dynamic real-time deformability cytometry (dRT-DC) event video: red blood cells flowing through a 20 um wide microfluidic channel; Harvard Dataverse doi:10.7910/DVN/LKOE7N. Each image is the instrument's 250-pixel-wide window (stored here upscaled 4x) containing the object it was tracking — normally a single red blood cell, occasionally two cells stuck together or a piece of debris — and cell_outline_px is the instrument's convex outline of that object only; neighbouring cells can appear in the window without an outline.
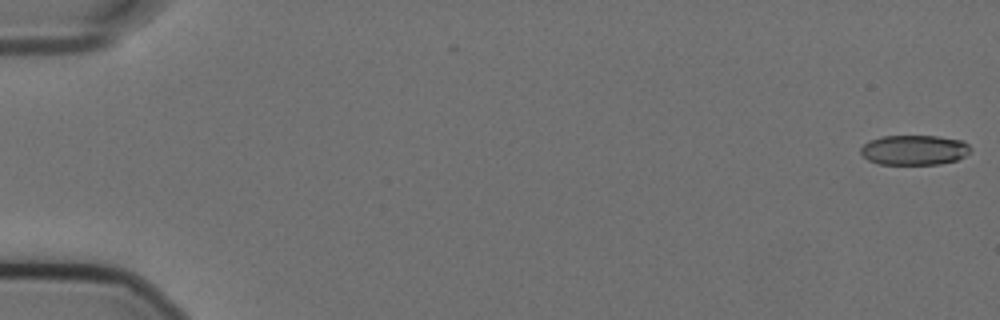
{"species": "Egyptian fruit bat (a non-hibernating species)", "species_latin": "Rousettus aegyptiacus", "temperature_condition": "cold", "stored_images_in_passage": 57, "camera_frame_rate_fps": 3000, "um_per_image_px": 0.085, "animal": {"sex": "female"}, "frame": {"image": 1, "passage_image": 1, "time_ms": 0.0, "image_size_px": [1000, 320], "cell_outline_px": [[972, 148], [964, 156], [956, 160], [940, 164], [880, 164], [868, 160], [860, 152], [860, 148], [868, 140], [884, 136], [936, 136], [964, 140]], "centroid_in_image_um": [77.71, 12.74], "position_along_channel_um": 7.3, "area_um2": 19.19}}
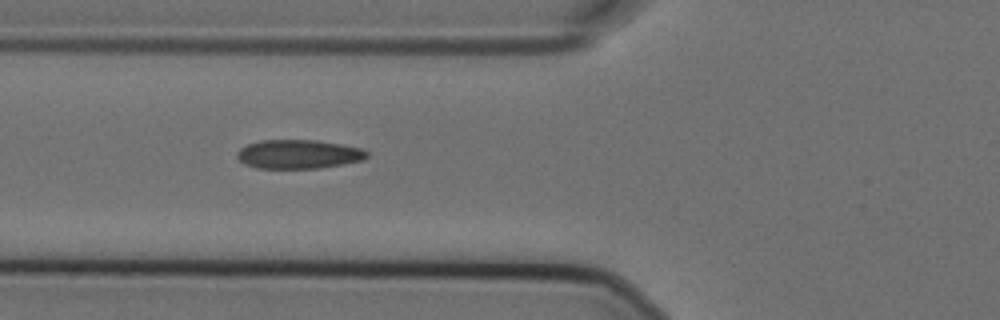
{"frame": {"image": 2, "passage_image": 22, "time_ms": 7.0, "image_size_px": [1000, 320], "cell_outline_px": [[368, 156], [364, 160], [320, 168], [256, 168], [244, 164], [236, 156], [236, 152], [240, 148], [248, 144], [260, 140], [316, 140], [340, 144], [360, 148], [368, 152]], "centroid_in_image_um": [25.35, 13.11], "position_along_channel_um": 100.4, "area_um2": 21.91}}
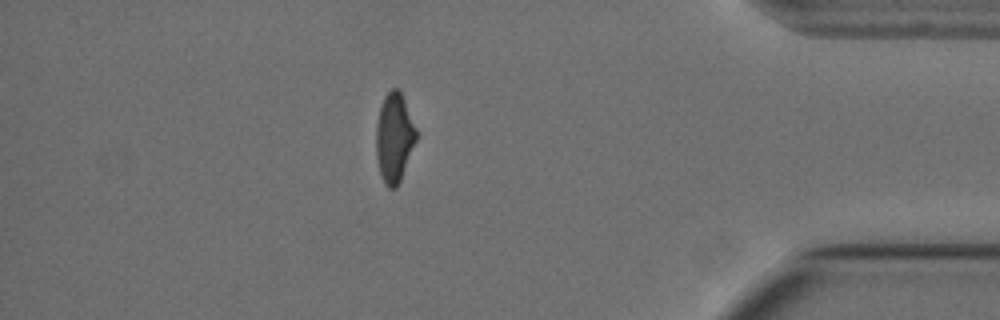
{"frame": {"image": 3, "passage_image": 50, "time_ms": 16.333, "image_size_px": [1000, 320], "cell_outline_px": [[416, 140], [400, 180], [396, 188], [388, 188], [384, 184], [380, 172], [376, 156], [376, 124], [380, 104], [384, 96], [392, 88], [400, 88], [416, 128]], "centroid_in_image_um": [33.49, 11.66], "position_along_channel_um": 401.7, "area_um2": 20.87}, "authors_computed_cell_mechanics": {"area_um2": 21.5016, "velocity_mm_per_s": 3.5973, "shape_relaxation_time_tau1_ms": 9.9636, "shape_relaxation_time_tau2_ms": 1.5554, "deformation_change_tau1": 0.2152, "deformation_change_tau2": 0.0654}}